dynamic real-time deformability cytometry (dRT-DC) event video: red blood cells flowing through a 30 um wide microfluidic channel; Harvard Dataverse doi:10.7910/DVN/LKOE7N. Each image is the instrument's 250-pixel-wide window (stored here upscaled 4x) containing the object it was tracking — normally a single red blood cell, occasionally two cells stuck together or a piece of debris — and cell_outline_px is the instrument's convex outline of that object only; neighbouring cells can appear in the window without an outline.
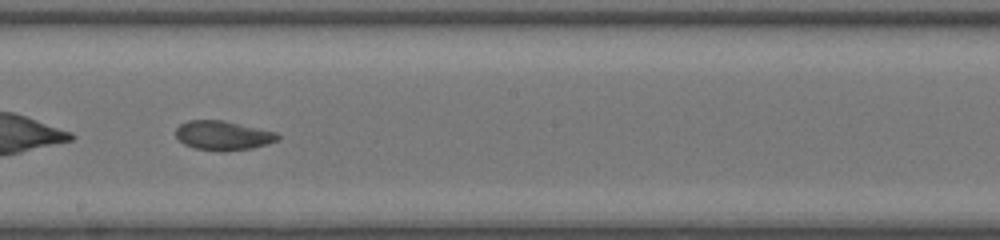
{"species": "common noctule bat (a hibernating species)", "species_latin": "Nyctalus noctula", "temperature_condition": "room temperature", "stored_images_in_passage": 52, "camera_frame_rate_fps": 3000, "um_per_image_px": 0.085, "animal": {"sex": "female", "body_mass_g": 20.0, "forearm_length_mm": 54.0}, "frame": {"image": 1, "passage_image": 32, "time_ms": 10.333, "image_size_px": [1000, 240], "cell_outline_px": [[280, 140], [268, 144], [252, 148], [220, 152], [196, 148], [184, 144], [176, 136], [176, 128], [180, 124], [188, 120], [224, 120], [276, 132], [280, 136]], "centroid_in_image_um": [18.98, 11.52], "position_along_channel_um": 229.2, "area_um2": 17.51}}
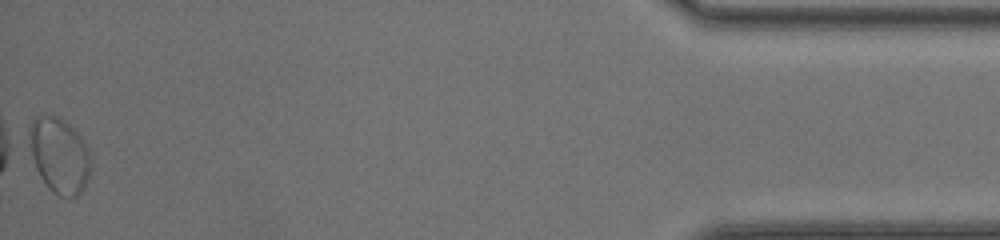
{"frame": {"image": 2, "passage_image": 52, "time_ms": 17.0, "image_size_px": [1000, 240], "cell_outline_px": [[88, 176], [84, 188], [76, 196], [56, 196], [48, 188], [40, 176], [36, 168], [32, 156], [28, 136], [28, 124], [36, 116], [56, 116], [64, 120], [84, 140], [88, 148]], "centroid_in_image_um": [5.0, 13.19], "position_along_channel_um": 430.2, "area_um2": 26.7}, "authors_computed_cell_mechanics": {"area_um2": 22.9177, "velocity_mm_per_s": 4.1871, "shape_relaxation_time_tau1_ms": null, "shape_relaxation_time_tau2_ms": 1.8077, "deformation_change_tau1": null, "deformation_change_tau2": 0.0682}}